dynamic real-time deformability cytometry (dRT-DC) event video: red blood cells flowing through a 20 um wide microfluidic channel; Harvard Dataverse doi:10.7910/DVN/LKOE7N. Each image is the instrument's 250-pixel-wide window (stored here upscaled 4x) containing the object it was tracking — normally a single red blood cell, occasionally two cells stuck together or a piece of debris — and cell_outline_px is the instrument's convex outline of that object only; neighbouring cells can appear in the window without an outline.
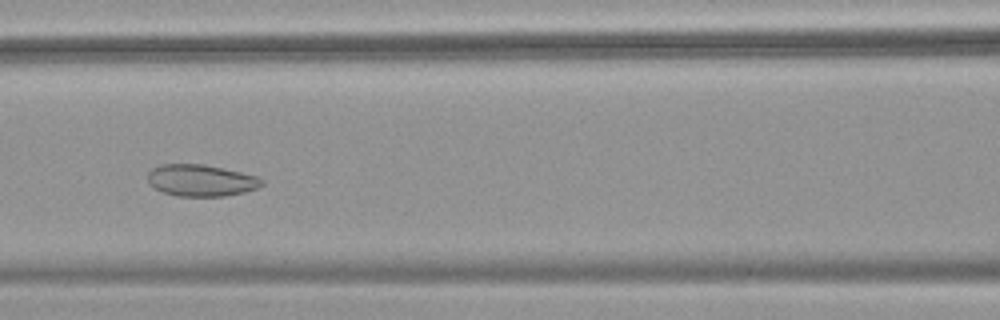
{"species": "common noctule bat (a hibernating species)", "species_latin": "Nyctalus noctula", "temperature_condition": "warm", "stored_images_in_passage": 55, "camera_frame_rate_fps": 3000, "um_per_image_px": 0.085, "animal": {"sex": "female", "body_mass_g": 18.4}, "frame": {"image": 1, "passage_image": 25, "time_ms": 8.0, "image_size_px": [1000, 320], "cell_outline_px": [[264, 184], [256, 188], [244, 192], [224, 196], [176, 196], [152, 188], [148, 184], [148, 172], [152, 168], [160, 164], [204, 164], [240, 172], [256, 176], [264, 180]], "centroid_in_image_um": [17.04, 15.33], "position_along_channel_um": 149.6, "area_um2": 21.15}}
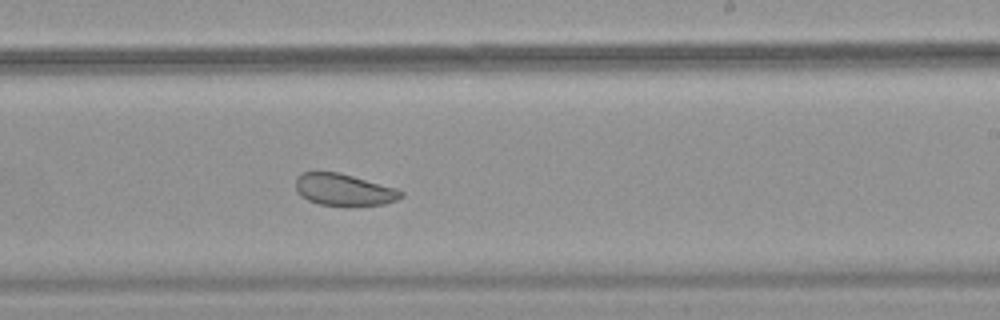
{"frame": {"image": 2, "passage_image": 34, "time_ms": 11.0, "image_size_px": [1000, 320], "cell_outline_px": [[404, 196], [396, 200], [384, 204], [352, 208], [320, 204], [308, 200], [300, 196], [296, 188], [296, 176], [304, 172], [340, 172], [396, 188], [404, 192]], "centroid_in_image_um": [29.26, 16.16], "position_along_channel_um": 259.7, "area_um2": 20.11}}
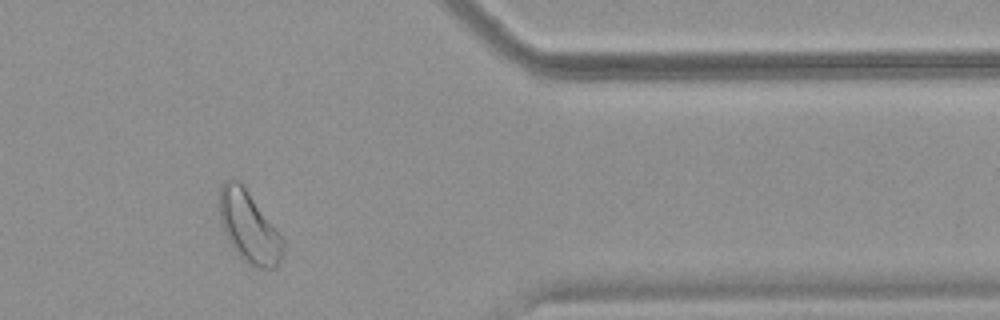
{"frame": {"image": 3, "passage_image": 46, "time_ms": 15.0, "image_size_px": [1000, 320], "cell_outline_px": [[284, 256], [276, 268], [256, 268], [248, 264], [232, 248], [224, 232], [220, 220], [220, 188], [224, 180], [232, 176], [240, 180], [284, 240]], "centroid_in_image_um": [21.16, 19.29], "position_along_channel_um": 390.2, "area_um2": 26.59}, "authors_computed_cell_mechanics": {"area_um2": 27.166, "velocity_mm_per_s": 3.6976, "shape_relaxation_time_tau1_ms": null, "shape_relaxation_time_tau2_ms": 2.088, "deformation_change_tau1": null, "deformation_change_tau2": 0.0782}}